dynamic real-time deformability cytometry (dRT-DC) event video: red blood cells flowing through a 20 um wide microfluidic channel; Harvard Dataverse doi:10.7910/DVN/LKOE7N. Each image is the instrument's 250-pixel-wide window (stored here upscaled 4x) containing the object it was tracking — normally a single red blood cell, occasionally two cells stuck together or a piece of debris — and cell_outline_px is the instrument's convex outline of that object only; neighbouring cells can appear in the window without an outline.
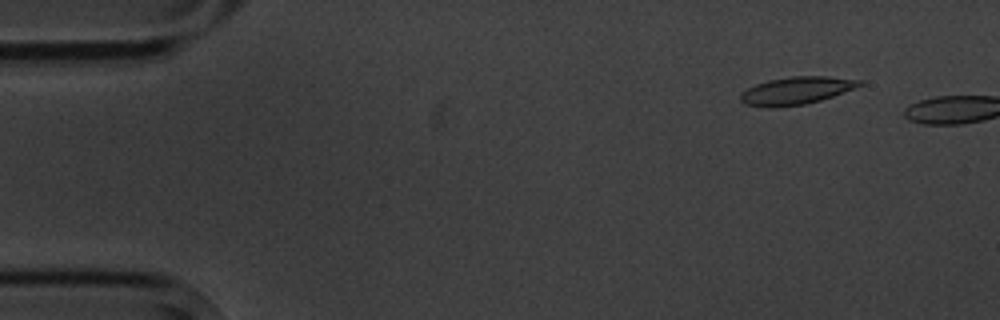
{"species": "common noctule bat (a hibernating species)", "species_latin": "Nyctalus noctula", "temperature_condition": "cold", "stored_images_in_passage": 3, "segment_of_instrument_passage": [2, 2], "camera_frame_rate_fps": 3000, "um_per_image_px": 0.085, "animal": {"sex": "male", "body_mass_g": 20.1, "forearm_length_mm": 53.5}, "frame": {"image": 1, "passage_image": 3, "time_ms": 2.333, "image_size_px": [1000, 320], "cell_outline_px": [[864, 84], [856, 88], [820, 100], [804, 104], [744, 104], [740, 100], [740, 92], [756, 84], [768, 80], [792, 76], [828, 76], [864, 80]], "centroid_in_image_um": [67.79, 7.64], "position_along_channel_um": 17.2, "area_um2": 18.38}}